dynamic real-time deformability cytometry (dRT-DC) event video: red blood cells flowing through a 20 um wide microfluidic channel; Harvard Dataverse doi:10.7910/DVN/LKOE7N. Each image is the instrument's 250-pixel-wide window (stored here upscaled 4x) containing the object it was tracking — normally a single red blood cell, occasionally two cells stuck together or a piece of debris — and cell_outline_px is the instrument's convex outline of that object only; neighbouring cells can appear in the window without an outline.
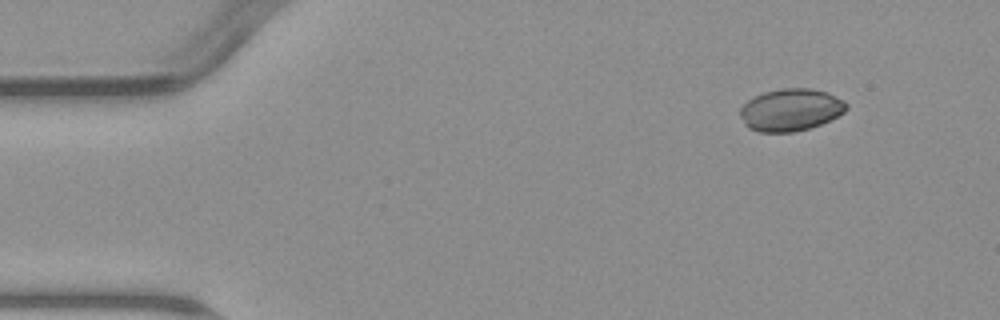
{"species": "common noctule bat (a hibernating species)", "species_latin": "Nyctalus noctula", "temperature_condition": "warm", "stored_images_in_passage": 4, "camera_frame_rate_fps": 3000, "um_per_image_px": 0.085, "animal": {"sex": "male", "body_mass_g": 23.1, "forearm_length_mm": 52.7}, "frame": {"image": 1, "passage_image": 1, "time_ms": 0.0, "image_size_px": [1000, 320], "cell_outline_px": [[848, 108], [844, 112], [820, 124], [808, 128], [792, 132], [760, 132], [748, 128], [744, 124], [740, 116], [740, 108], [752, 96], [764, 92], [780, 88], [808, 88], [828, 92], [844, 100], [848, 104]], "centroid_in_image_um": [67.19, 9.32], "position_along_channel_um": 17.8, "area_um2": 26.24}}